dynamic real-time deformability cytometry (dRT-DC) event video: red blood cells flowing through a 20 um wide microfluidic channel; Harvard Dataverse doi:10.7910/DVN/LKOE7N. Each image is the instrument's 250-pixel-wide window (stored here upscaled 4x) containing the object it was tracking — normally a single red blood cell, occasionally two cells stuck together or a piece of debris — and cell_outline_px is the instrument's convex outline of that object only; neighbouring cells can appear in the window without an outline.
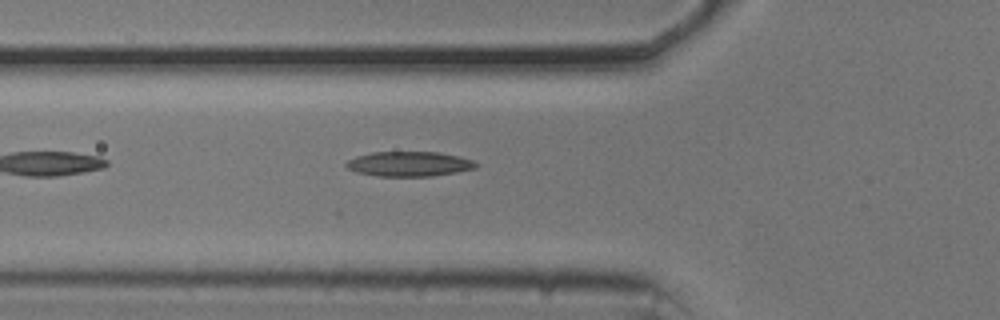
{"species": "common noctule bat (a hibernating species)", "species_latin": "Nyctalus noctula", "temperature_condition": "cold", "stored_images_in_passage": 37, "camera_frame_rate_fps": 3000, "um_per_image_px": 0.085, "animal": {"sex": "male", "body_mass_g": 20.5, "forearm_length_mm": 52.5}, "frame": {"image": 1, "passage_image": 2, "time_ms": 0.333, "image_size_px": [1000, 320], "cell_outline_px": [[480, 164], [476, 168], [456, 172], [432, 176], [376, 176], [356, 172], [348, 168], [344, 164], [348, 160], [356, 156], [372, 152], [436, 152], [460, 156], [472, 160]], "centroid_in_image_um": [34.78, 13.93], "position_along_channel_um": 91.0, "area_um2": 18.84}}
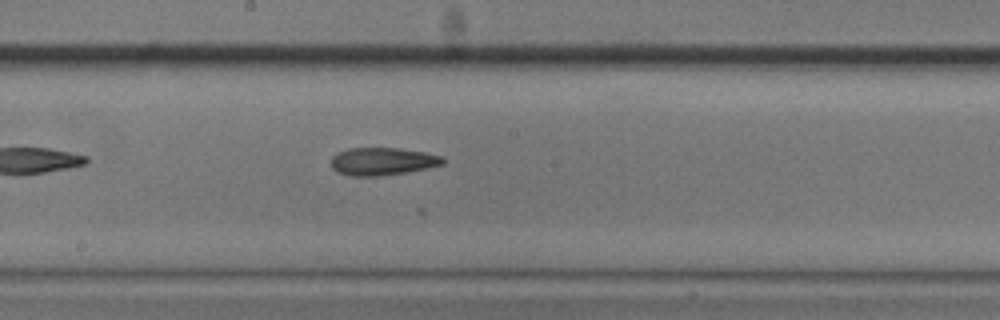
{"frame": {"image": 2, "passage_image": 12, "time_ms": 3.667, "image_size_px": [1000, 320], "cell_outline_px": [[444, 164], [404, 172], [376, 176], [352, 176], [336, 172], [332, 168], [332, 156], [348, 148], [400, 148], [424, 152], [444, 156]], "centroid_in_image_um": [32.5, 13.71], "position_along_channel_um": 215.7, "area_um2": 17.86}}
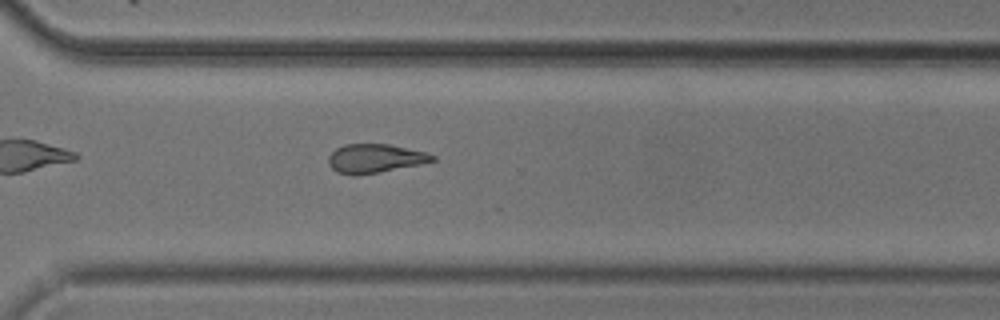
{"frame": {"image": 3, "passage_image": 22, "time_ms": 7.0, "image_size_px": [1000, 320], "cell_outline_px": [[436, 160], [420, 164], [356, 176], [352, 176], [336, 172], [328, 164], [328, 156], [336, 148], [344, 144], [388, 144], [428, 152], [436, 156]], "centroid_in_image_um": [31.86, 13.47], "position_along_channel_um": 338.7, "area_um2": 17.57}}